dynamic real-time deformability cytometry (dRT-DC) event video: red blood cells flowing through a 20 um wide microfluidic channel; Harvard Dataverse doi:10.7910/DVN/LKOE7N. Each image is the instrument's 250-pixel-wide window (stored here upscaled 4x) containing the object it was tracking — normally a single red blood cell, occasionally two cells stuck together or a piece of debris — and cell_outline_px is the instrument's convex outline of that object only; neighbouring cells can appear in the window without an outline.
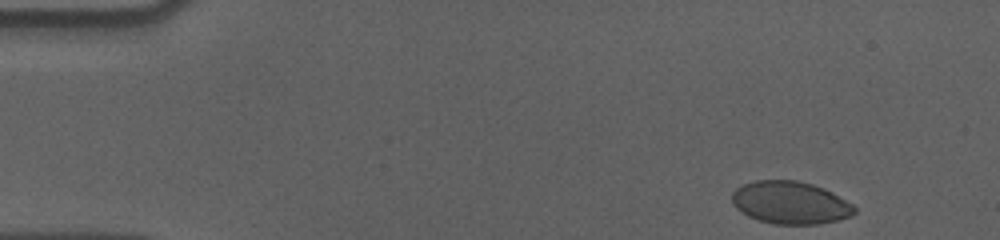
{"species": "human", "species_latin": "Homo sapiens", "temperature_condition": "cold", "stored_images_in_passage": 52, "camera_frame_rate_fps": 3000, "um_per_image_px": 0.085, "donor": {"sex": "male"}, "frame": {"image": 1, "passage_image": 1, "time_ms": 0.0, "image_size_px": [1000, 240], "cell_outline_px": [[856, 212], [852, 216], [820, 224], [772, 224], [756, 220], [748, 216], [736, 208], [732, 204], [732, 192], [736, 188], [744, 184], [756, 180], [796, 180], [812, 184], [824, 188], [832, 192], [852, 204], [856, 208]], "centroid_in_image_um": [67.16, 17.23], "position_along_channel_um": 17.8, "area_um2": 30.58}}
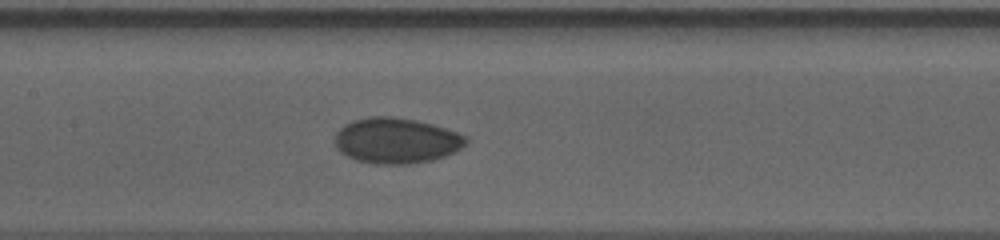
{"frame": {"image": 2, "passage_image": 23, "time_ms": 7.333, "image_size_px": [1000, 240], "cell_outline_px": [[468, 140], [456, 152], [432, 160], [408, 164], [372, 164], [356, 160], [340, 152], [336, 148], [332, 140], [336, 132], [344, 124], [352, 120], [372, 116], [392, 116], [416, 120], [432, 124], [468, 136]], "centroid_in_image_um": [33.64, 11.95], "position_along_channel_um": 173.8, "area_um2": 35.14}}
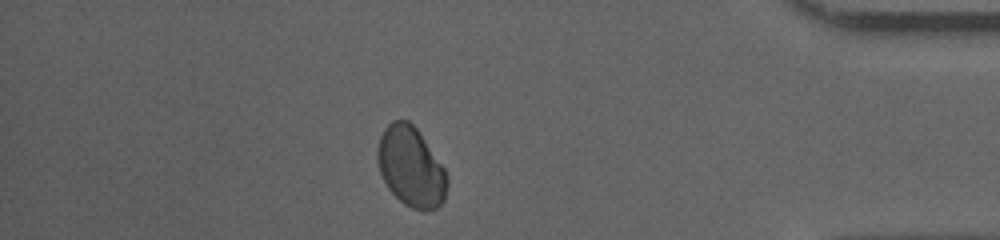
{"frame": {"image": 3, "passage_image": 45, "time_ms": 14.667, "image_size_px": [1000, 240], "cell_outline_px": [[448, 184], [444, 200], [436, 208], [424, 212], [412, 208], [404, 204], [388, 188], [380, 172], [376, 160], [376, 148], [380, 136], [384, 128], [392, 120], [408, 120], [416, 128], [444, 168], [448, 180]], "centroid_in_image_um": [34.91, 14.19], "position_along_channel_um": 400.3, "area_um2": 32.43}, "authors_computed_cell_mechanics": {"area_um2": 32.8882, "velocity_mm_per_s": 3.5803, "shape_relaxation_time_tau1_ms": 7.9639, "shape_relaxation_time_tau2_ms": 2.5243, "deformation_change_tau1": 0.0862, "deformation_change_tau2": 0.0318}}